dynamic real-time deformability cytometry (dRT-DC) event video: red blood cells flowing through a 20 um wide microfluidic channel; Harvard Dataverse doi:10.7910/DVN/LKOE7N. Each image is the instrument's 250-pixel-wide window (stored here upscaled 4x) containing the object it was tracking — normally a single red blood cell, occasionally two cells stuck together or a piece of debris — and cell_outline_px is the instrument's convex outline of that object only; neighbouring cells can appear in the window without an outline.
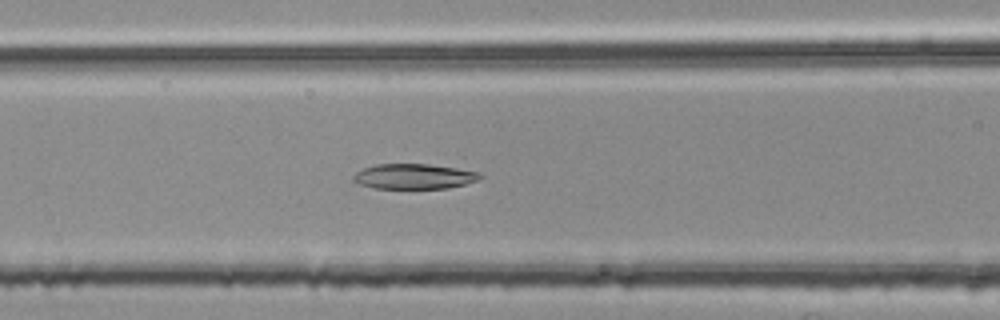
{"species": "common noctule bat (a hibernating species)", "species_latin": "Nyctalus noctula", "temperature_condition": "room temperature", "stored_images_in_passage": 44, "camera_frame_rate_fps": 3000, "um_per_image_px": 0.085, "animal": {"sex": "female", "body_mass_g": 25.1}, "frame": {"image": 1, "passage_image": 13, "time_ms": 4.0, "image_size_px": [1000, 320], "cell_outline_px": [[484, 176], [476, 180], [464, 184], [448, 188], [376, 188], [360, 184], [352, 180], [352, 176], [356, 172], [364, 168], [376, 164], [428, 164], [456, 168], [480, 172]], "centroid_in_image_um": [35.18, 14.99], "position_along_channel_um": 131.4, "area_um2": 18.44}}
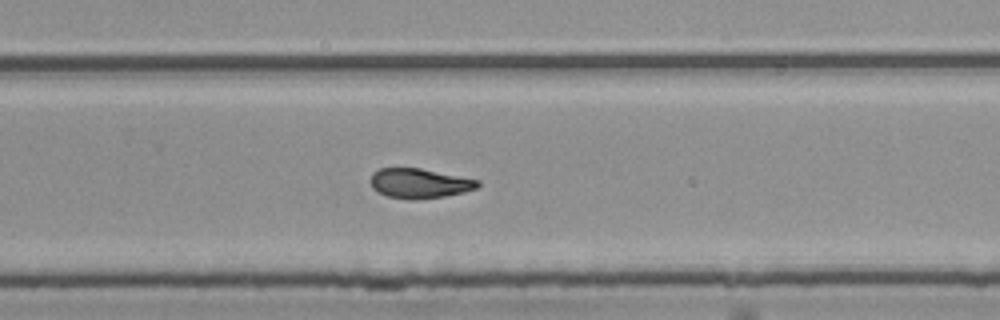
{"frame": {"image": 2, "passage_image": 26, "time_ms": 8.333, "image_size_px": [1000, 320], "cell_outline_px": [[480, 184], [476, 188], [464, 192], [444, 196], [416, 200], [412, 200], [388, 196], [372, 188], [372, 172], [380, 168], [420, 168], [480, 180]], "centroid_in_image_um": [35.67, 15.58], "position_along_channel_um": 294.1, "area_um2": 18.44}}
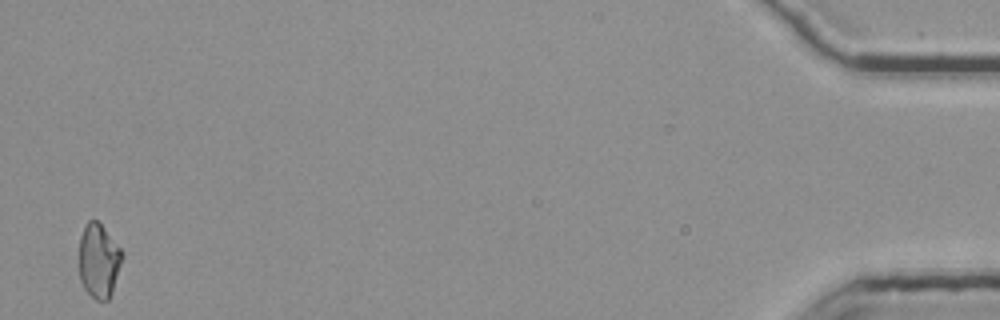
{"frame": {"image": 3, "passage_image": 44, "time_ms": 14.333, "image_size_px": [1000, 320], "cell_outline_px": [[124, 256], [112, 292], [108, 300], [96, 300], [84, 288], [80, 280], [80, 236], [84, 224], [88, 220], [96, 220], [104, 228], [124, 252]], "centroid_in_image_um": [8.41, 22.15], "position_along_channel_um": 426.8, "area_um2": 18.61}, "authors_computed_cell_mechanics": {"area_um2": 19.0162, "velocity_mm_per_s": 3.7709, "shape_relaxation_time_tau1_ms": 11.0573, "shape_relaxation_time_tau2_ms": 2.9512, "deformation_change_tau1": 0.237, "deformation_change_tau2": 0.0908}}